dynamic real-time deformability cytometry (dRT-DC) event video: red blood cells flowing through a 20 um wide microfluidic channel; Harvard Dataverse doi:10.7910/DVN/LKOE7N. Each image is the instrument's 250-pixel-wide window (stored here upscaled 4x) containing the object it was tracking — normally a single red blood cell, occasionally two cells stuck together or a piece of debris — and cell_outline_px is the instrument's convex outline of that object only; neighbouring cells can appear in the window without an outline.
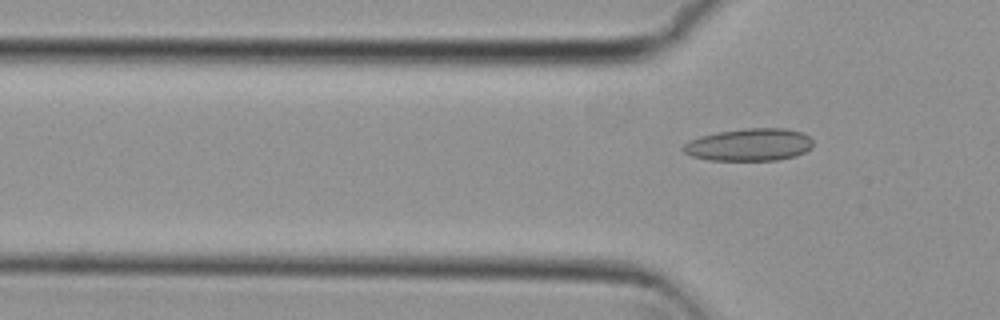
{"species": "common noctule bat (a hibernating species)", "species_latin": "Nyctalus noctula", "temperature_condition": "cold", "stored_images_in_passage": 6, "camera_frame_rate_fps": 3000, "um_per_image_px": 0.085, "animal": {"sex": "female", "body_mass_g": 29.2, "forearm_length_mm": 56.3}, "frame": {"image": 1, "passage_image": 6, "time_ms": 1.667, "image_size_px": [1000, 320], "cell_outline_px": [[812, 148], [796, 156], [776, 160], [708, 160], [692, 156], [684, 152], [680, 148], [688, 140], [700, 136], [716, 132], [744, 128], [784, 128], [800, 132], [808, 136], [812, 140]], "centroid_in_image_um": [63.65, 12.3], "position_along_channel_um": 62.1, "area_um2": 24.68}}